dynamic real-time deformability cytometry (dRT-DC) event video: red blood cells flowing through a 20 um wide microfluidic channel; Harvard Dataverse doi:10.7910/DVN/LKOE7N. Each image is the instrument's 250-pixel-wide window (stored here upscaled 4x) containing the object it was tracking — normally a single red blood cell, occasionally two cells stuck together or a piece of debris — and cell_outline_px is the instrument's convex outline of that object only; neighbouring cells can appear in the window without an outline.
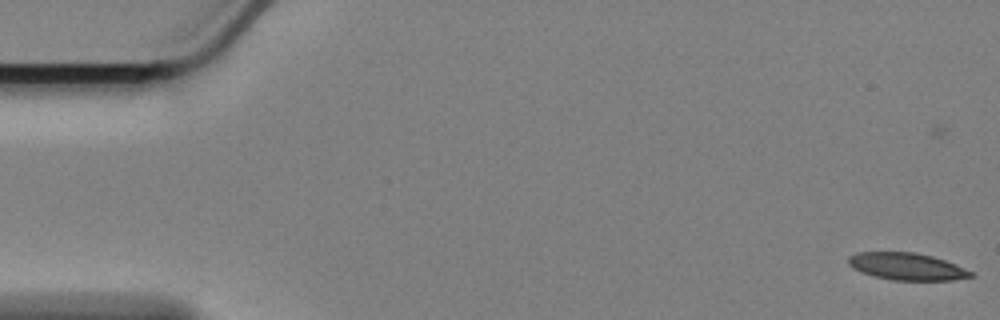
{"species": "Egyptian fruit bat (a non-hibernating species)", "species_latin": "Rousettus aegyptiacus", "temperature_condition": "cold", "stored_images_in_passage": 18, "camera_frame_rate_fps": 3000, "um_per_image_px": 0.085, "animal": {"sex": "female"}, "frame": {"image": 1, "passage_image": 3, "time_ms": 0.667, "image_size_px": [1000, 320], "cell_outline_px": [[972, 276], [952, 280], [892, 280], [872, 276], [860, 272], [852, 268], [848, 264], [848, 256], [856, 252], [912, 252], [932, 256], [944, 260], [972, 272]], "centroid_in_image_um": [76.99, 22.65], "position_along_channel_um": 8.0, "area_um2": 19.25}}
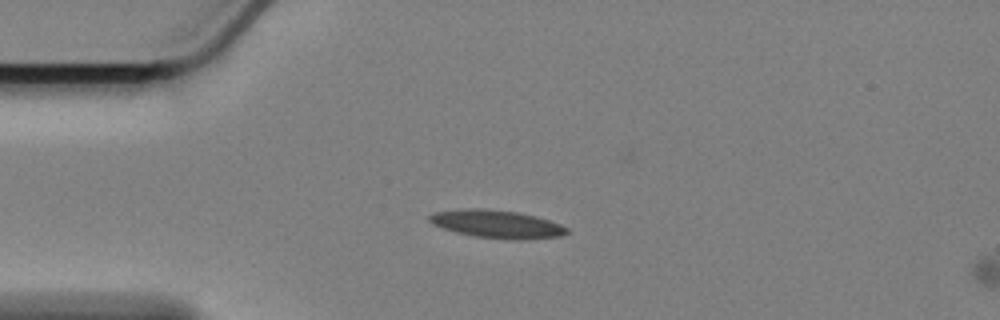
{"frame": {"image": 2, "passage_image": 16, "time_ms": 5.0, "image_size_px": [1000, 320], "cell_outline_px": [[568, 232], [560, 236], [524, 240], [508, 240], [472, 236], [456, 232], [432, 224], [428, 220], [428, 216], [432, 212], [472, 208], [476, 208], [516, 212], [536, 216], [560, 224], [568, 228]], "centroid_in_image_um": [42.22, 19.06], "position_along_channel_um": 42.8, "area_um2": 22.37}}